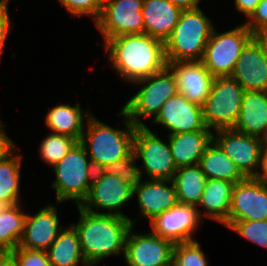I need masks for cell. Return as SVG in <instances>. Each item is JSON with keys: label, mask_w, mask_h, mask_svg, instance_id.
Wrapping results in <instances>:
<instances>
[{"label": "cell", "mask_w": 267, "mask_h": 266, "mask_svg": "<svg viewBox=\"0 0 267 266\" xmlns=\"http://www.w3.org/2000/svg\"><path fill=\"white\" fill-rule=\"evenodd\" d=\"M200 208L177 202L150 221L151 232L174 244L196 240L193 233L204 220Z\"/></svg>", "instance_id": "5bb4252c"}, {"label": "cell", "mask_w": 267, "mask_h": 266, "mask_svg": "<svg viewBox=\"0 0 267 266\" xmlns=\"http://www.w3.org/2000/svg\"><path fill=\"white\" fill-rule=\"evenodd\" d=\"M52 167L55 180L51 186L56 191V204L71 200L80 206L89 194L95 171L85 148L77 142Z\"/></svg>", "instance_id": "5b68a950"}, {"label": "cell", "mask_w": 267, "mask_h": 266, "mask_svg": "<svg viewBox=\"0 0 267 266\" xmlns=\"http://www.w3.org/2000/svg\"><path fill=\"white\" fill-rule=\"evenodd\" d=\"M22 204L0 206V247L12 251L19 245L26 214Z\"/></svg>", "instance_id": "f546056e"}, {"label": "cell", "mask_w": 267, "mask_h": 266, "mask_svg": "<svg viewBox=\"0 0 267 266\" xmlns=\"http://www.w3.org/2000/svg\"><path fill=\"white\" fill-rule=\"evenodd\" d=\"M10 252L14 255L18 266H52L47 251L17 247Z\"/></svg>", "instance_id": "d590c367"}, {"label": "cell", "mask_w": 267, "mask_h": 266, "mask_svg": "<svg viewBox=\"0 0 267 266\" xmlns=\"http://www.w3.org/2000/svg\"><path fill=\"white\" fill-rule=\"evenodd\" d=\"M261 0H234L235 8L248 19Z\"/></svg>", "instance_id": "ab89813d"}, {"label": "cell", "mask_w": 267, "mask_h": 266, "mask_svg": "<svg viewBox=\"0 0 267 266\" xmlns=\"http://www.w3.org/2000/svg\"><path fill=\"white\" fill-rule=\"evenodd\" d=\"M108 1H111V0H101L102 4H105Z\"/></svg>", "instance_id": "c3c4849f"}, {"label": "cell", "mask_w": 267, "mask_h": 266, "mask_svg": "<svg viewBox=\"0 0 267 266\" xmlns=\"http://www.w3.org/2000/svg\"><path fill=\"white\" fill-rule=\"evenodd\" d=\"M103 45L111 67L129 84L149 77L167 65L164 43L146 33L117 36Z\"/></svg>", "instance_id": "6da1fadb"}, {"label": "cell", "mask_w": 267, "mask_h": 266, "mask_svg": "<svg viewBox=\"0 0 267 266\" xmlns=\"http://www.w3.org/2000/svg\"><path fill=\"white\" fill-rule=\"evenodd\" d=\"M173 161L177 168L199 164L200 158L213 141L212 130H197L168 135Z\"/></svg>", "instance_id": "603a6c76"}, {"label": "cell", "mask_w": 267, "mask_h": 266, "mask_svg": "<svg viewBox=\"0 0 267 266\" xmlns=\"http://www.w3.org/2000/svg\"><path fill=\"white\" fill-rule=\"evenodd\" d=\"M143 0H111L102 5L95 27L103 37V44L111 38L144 33Z\"/></svg>", "instance_id": "8fae6325"}, {"label": "cell", "mask_w": 267, "mask_h": 266, "mask_svg": "<svg viewBox=\"0 0 267 266\" xmlns=\"http://www.w3.org/2000/svg\"><path fill=\"white\" fill-rule=\"evenodd\" d=\"M141 11L144 33L164 43L178 23L182 10L168 0H143Z\"/></svg>", "instance_id": "44dd1931"}, {"label": "cell", "mask_w": 267, "mask_h": 266, "mask_svg": "<svg viewBox=\"0 0 267 266\" xmlns=\"http://www.w3.org/2000/svg\"><path fill=\"white\" fill-rule=\"evenodd\" d=\"M231 76L245 91H267V54L256 36L243 48Z\"/></svg>", "instance_id": "ac0fdd59"}, {"label": "cell", "mask_w": 267, "mask_h": 266, "mask_svg": "<svg viewBox=\"0 0 267 266\" xmlns=\"http://www.w3.org/2000/svg\"><path fill=\"white\" fill-rule=\"evenodd\" d=\"M243 24L254 35L267 29V0H261L252 15Z\"/></svg>", "instance_id": "8d00e7d4"}, {"label": "cell", "mask_w": 267, "mask_h": 266, "mask_svg": "<svg viewBox=\"0 0 267 266\" xmlns=\"http://www.w3.org/2000/svg\"><path fill=\"white\" fill-rule=\"evenodd\" d=\"M8 6L0 5V59L4 51V45L7 41L8 34L11 32V18L9 16Z\"/></svg>", "instance_id": "74e56055"}, {"label": "cell", "mask_w": 267, "mask_h": 266, "mask_svg": "<svg viewBox=\"0 0 267 266\" xmlns=\"http://www.w3.org/2000/svg\"><path fill=\"white\" fill-rule=\"evenodd\" d=\"M33 215L26 214L23 234L18 247L28 250L47 251L59 232L60 226L57 207L49 203Z\"/></svg>", "instance_id": "e0dca14e"}, {"label": "cell", "mask_w": 267, "mask_h": 266, "mask_svg": "<svg viewBox=\"0 0 267 266\" xmlns=\"http://www.w3.org/2000/svg\"><path fill=\"white\" fill-rule=\"evenodd\" d=\"M172 181L176 189L177 201L198 207L209 178L199 164H196L177 168Z\"/></svg>", "instance_id": "4316f807"}, {"label": "cell", "mask_w": 267, "mask_h": 266, "mask_svg": "<svg viewBox=\"0 0 267 266\" xmlns=\"http://www.w3.org/2000/svg\"><path fill=\"white\" fill-rule=\"evenodd\" d=\"M91 115L89 110L88 112L83 110L79 102L74 106L57 104L48 111L45 124L51 133L67 135L79 142Z\"/></svg>", "instance_id": "cb8c5ba5"}, {"label": "cell", "mask_w": 267, "mask_h": 266, "mask_svg": "<svg viewBox=\"0 0 267 266\" xmlns=\"http://www.w3.org/2000/svg\"><path fill=\"white\" fill-rule=\"evenodd\" d=\"M267 220V185L247 177L233 185L227 228L235 221Z\"/></svg>", "instance_id": "9a60e30c"}, {"label": "cell", "mask_w": 267, "mask_h": 266, "mask_svg": "<svg viewBox=\"0 0 267 266\" xmlns=\"http://www.w3.org/2000/svg\"><path fill=\"white\" fill-rule=\"evenodd\" d=\"M0 5L8 6L9 5V0H0Z\"/></svg>", "instance_id": "f6af8a7d"}, {"label": "cell", "mask_w": 267, "mask_h": 266, "mask_svg": "<svg viewBox=\"0 0 267 266\" xmlns=\"http://www.w3.org/2000/svg\"><path fill=\"white\" fill-rule=\"evenodd\" d=\"M0 266H18L14 255L6 251L0 258Z\"/></svg>", "instance_id": "7bdbcfd3"}, {"label": "cell", "mask_w": 267, "mask_h": 266, "mask_svg": "<svg viewBox=\"0 0 267 266\" xmlns=\"http://www.w3.org/2000/svg\"><path fill=\"white\" fill-rule=\"evenodd\" d=\"M213 140L246 178L255 177L259 171L263 139L234 129H221L213 132Z\"/></svg>", "instance_id": "4fadbf2b"}, {"label": "cell", "mask_w": 267, "mask_h": 266, "mask_svg": "<svg viewBox=\"0 0 267 266\" xmlns=\"http://www.w3.org/2000/svg\"><path fill=\"white\" fill-rule=\"evenodd\" d=\"M244 92L243 87L232 76L214 77L210 93L202 106L207 128L213 132L234 129Z\"/></svg>", "instance_id": "52a82bcc"}, {"label": "cell", "mask_w": 267, "mask_h": 266, "mask_svg": "<svg viewBox=\"0 0 267 266\" xmlns=\"http://www.w3.org/2000/svg\"><path fill=\"white\" fill-rule=\"evenodd\" d=\"M152 123L164 126L169 132L167 135L211 130L204 122L202 106L191 102L180 92L162 105Z\"/></svg>", "instance_id": "2e32d148"}, {"label": "cell", "mask_w": 267, "mask_h": 266, "mask_svg": "<svg viewBox=\"0 0 267 266\" xmlns=\"http://www.w3.org/2000/svg\"><path fill=\"white\" fill-rule=\"evenodd\" d=\"M59 2L71 17L90 16L94 23L100 17L103 5L101 0H59Z\"/></svg>", "instance_id": "e575fe53"}, {"label": "cell", "mask_w": 267, "mask_h": 266, "mask_svg": "<svg viewBox=\"0 0 267 266\" xmlns=\"http://www.w3.org/2000/svg\"><path fill=\"white\" fill-rule=\"evenodd\" d=\"M233 185V182L209 179L198 205L205 211L201 214L202 218L214 219L224 226L227 224Z\"/></svg>", "instance_id": "d4e9b609"}, {"label": "cell", "mask_w": 267, "mask_h": 266, "mask_svg": "<svg viewBox=\"0 0 267 266\" xmlns=\"http://www.w3.org/2000/svg\"><path fill=\"white\" fill-rule=\"evenodd\" d=\"M6 251L2 248V247H0V258L2 257V255L5 253Z\"/></svg>", "instance_id": "7dc6e473"}, {"label": "cell", "mask_w": 267, "mask_h": 266, "mask_svg": "<svg viewBox=\"0 0 267 266\" xmlns=\"http://www.w3.org/2000/svg\"><path fill=\"white\" fill-rule=\"evenodd\" d=\"M255 36L260 40L267 54V29L257 33Z\"/></svg>", "instance_id": "ee69618b"}, {"label": "cell", "mask_w": 267, "mask_h": 266, "mask_svg": "<svg viewBox=\"0 0 267 266\" xmlns=\"http://www.w3.org/2000/svg\"><path fill=\"white\" fill-rule=\"evenodd\" d=\"M254 36L244 24L221 33L214 28L205 47L202 64L214 77L231 76L240 53Z\"/></svg>", "instance_id": "ba28073f"}, {"label": "cell", "mask_w": 267, "mask_h": 266, "mask_svg": "<svg viewBox=\"0 0 267 266\" xmlns=\"http://www.w3.org/2000/svg\"><path fill=\"white\" fill-rule=\"evenodd\" d=\"M79 220L71 225L75 228L81 251L89 266H98L102 260L122 255L125 240L132 223L129 218L116 215L95 214L77 206Z\"/></svg>", "instance_id": "7a4b0ae2"}, {"label": "cell", "mask_w": 267, "mask_h": 266, "mask_svg": "<svg viewBox=\"0 0 267 266\" xmlns=\"http://www.w3.org/2000/svg\"><path fill=\"white\" fill-rule=\"evenodd\" d=\"M47 254L52 266H89L83 257L78 234L71 224L59 232Z\"/></svg>", "instance_id": "484cf974"}, {"label": "cell", "mask_w": 267, "mask_h": 266, "mask_svg": "<svg viewBox=\"0 0 267 266\" xmlns=\"http://www.w3.org/2000/svg\"><path fill=\"white\" fill-rule=\"evenodd\" d=\"M132 84L138 85L139 90L125 103L122 110L136 127L147 126L141 117H153L154 120L162 105L179 92L176 76L168 65L161 71Z\"/></svg>", "instance_id": "8992f818"}, {"label": "cell", "mask_w": 267, "mask_h": 266, "mask_svg": "<svg viewBox=\"0 0 267 266\" xmlns=\"http://www.w3.org/2000/svg\"><path fill=\"white\" fill-rule=\"evenodd\" d=\"M136 162L137 156L132 151L127 157L105 166L102 171L119 176L126 184L135 188L145 180L141 167Z\"/></svg>", "instance_id": "1f68e13d"}, {"label": "cell", "mask_w": 267, "mask_h": 266, "mask_svg": "<svg viewBox=\"0 0 267 266\" xmlns=\"http://www.w3.org/2000/svg\"><path fill=\"white\" fill-rule=\"evenodd\" d=\"M117 116L124 118V129L113 128L91 115L80 139L94 170L127 157L133 151V139L136 126L121 109Z\"/></svg>", "instance_id": "3957f363"}, {"label": "cell", "mask_w": 267, "mask_h": 266, "mask_svg": "<svg viewBox=\"0 0 267 266\" xmlns=\"http://www.w3.org/2000/svg\"><path fill=\"white\" fill-rule=\"evenodd\" d=\"M13 148L0 158V206L19 204L22 155Z\"/></svg>", "instance_id": "f1b7e54d"}, {"label": "cell", "mask_w": 267, "mask_h": 266, "mask_svg": "<svg viewBox=\"0 0 267 266\" xmlns=\"http://www.w3.org/2000/svg\"><path fill=\"white\" fill-rule=\"evenodd\" d=\"M237 132L264 139L267 135V91H245L240 115L234 126Z\"/></svg>", "instance_id": "7402d4cb"}, {"label": "cell", "mask_w": 267, "mask_h": 266, "mask_svg": "<svg viewBox=\"0 0 267 266\" xmlns=\"http://www.w3.org/2000/svg\"><path fill=\"white\" fill-rule=\"evenodd\" d=\"M177 79L178 91L191 102L203 106L214 76L201 61L173 62L167 64Z\"/></svg>", "instance_id": "d6986e66"}, {"label": "cell", "mask_w": 267, "mask_h": 266, "mask_svg": "<svg viewBox=\"0 0 267 266\" xmlns=\"http://www.w3.org/2000/svg\"><path fill=\"white\" fill-rule=\"evenodd\" d=\"M77 142L70 136L50 133L40 142L39 155L45 164L54 166Z\"/></svg>", "instance_id": "4dcf8cb0"}, {"label": "cell", "mask_w": 267, "mask_h": 266, "mask_svg": "<svg viewBox=\"0 0 267 266\" xmlns=\"http://www.w3.org/2000/svg\"><path fill=\"white\" fill-rule=\"evenodd\" d=\"M199 166L209 179L225 180L236 184L246 178L214 140L200 158Z\"/></svg>", "instance_id": "83f0119b"}, {"label": "cell", "mask_w": 267, "mask_h": 266, "mask_svg": "<svg viewBox=\"0 0 267 266\" xmlns=\"http://www.w3.org/2000/svg\"><path fill=\"white\" fill-rule=\"evenodd\" d=\"M134 196L137 197L138 207L141 212L139 214L144 218H148L149 221L178 202L172 180H144L137 187L133 188Z\"/></svg>", "instance_id": "ffe728a7"}, {"label": "cell", "mask_w": 267, "mask_h": 266, "mask_svg": "<svg viewBox=\"0 0 267 266\" xmlns=\"http://www.w3.org/2000/svg\"><path fill=\"white\" fill-rule=\"evenodd\" d=\"M258 170L261 171H258L254 178L267 185V147L262 149Z\"/></svg>", "instance_id": "60d3db41"}, {"label": "cell", "mask_w": 267, "mask_h": 266, "mask_svg": "<svg viewBox=\"0 0 267 266\" xmlns=\"http://www.w3.org/2000/svg\"><path fill=\"white\" fill-rule=\"evenodd\" d=\"M214 28L200 7L182 10L178 23L164 42L166 63L201 61Z\"/></svg>", "instance_id": "277c9868"}, {"label": "cell", "mask_w": 267, "mask_h": 266, "mask_svg": "<svg viewBox=\"0 0 267 266\" xmlns=\"http://www.w3.org/2000/svg\"><path fill=\"white\" fill-rule=\"evenodd\" d=\"M0 120V158L4 157L8 152H10L16 143L13 142L12 138L7 135L6 130H4L5 124Z\"/></svg>", "instance_id": "f35d334b"}, {"label": "cell", "mask_w": 267, "mask_h": 266, "mask_svg": "<svg viewBox=\"0 0 267 266\" xmlns=\"http://www.w3.org/2000/svg\"><path fill=\"white\" fill-rule=\"evenodd\" d=\"M133 199V188L126 184L119 176L96 170L87 198L80 205L81 208L95 214L116 215L129 218L132 225L134 221L125 215L122 207ZM96 210H106L103 212Z\"/></svg>", "instance_id": "9c48e42d"}, {"label": "cell", "mask_w": 267, "mask_h": 266, "mask_svg": "<svg viewBox=\"0 0 267 266\" xmlns=\"http://www.w3.org/2000/svg\"><path fill=\"white\" fill-rule=\"evenodd\" d=\"M133 151L142 161L144 173L150 179L172 180L177 167L168 141L159 138L147 126L136 127Z\"/></svg>", "instance_id": "30bf717a"}, {"label": "cell", "mask_w": 267, "mask_h": 266, "mask_svg": "<svg viewBox=\"0 0 267 266\" xmlns=\"http://www.w3.org/2000/svg\"><path fill=\"white\" fill-rule=\"evenodd\" d=\"M207 257L197 240L176 243L172 266H209Z\"/></svg>", "instance_id": "d6a6232c"}, {"label": "cell", "mask_w": 267, "mask_h": 266, "mask_svg": "<svg viewBox=\"0 0 267 266\" xmlns=\"http://www.w3.org/2000/svg\"><path fill=\"white\" fill-rule=\"evenodd\" d=\"M263 144H264V147H267V135H266L265 138L263 139Z\"/></svg>", "instance_id": "bcb514c9"}, {"label": "cell", "mask_w": 267, "mask_h": 266, "mask_svg": "<svg viewBox=\"0 0 267 266\" xmlns=\"http://www.w3.org/2000/svg\"><path fill=\"white\" fill-rule=\"evenodd\" d=\"M129 229L125 240L127 266H172L174 243L149 231L136 234Z\"/></svg>", "instance_id": "7c38bea8"}, {"label": "cell", "mask_w": 267, "mask_h": 266, "mask_svg": "<svg viewBox=\"0 0 267 266\" xmlns=\"http://www.w3.org/2000/svg\"><path fill=\"white\" fill-rule=\"evenodd\" d=\"M228 228L240 237L267 249V220L235 221Z\"/></svg>", "instance_id": "836d02e7"}, {"label": "cell", "mask_w": 267, "mask_h": 266, "mask_svg": "<svg viewBox=\"0 0 267 266\" xmlns=\"http://www.w3.org/2000/svg\"><path fill=\"white\" fill-rule=\"evenodd\" d=\"M181 10H192L199 8L201 0H168Z\"/></svg>", "instance_id": "b9f144b4"}]
</instances>
